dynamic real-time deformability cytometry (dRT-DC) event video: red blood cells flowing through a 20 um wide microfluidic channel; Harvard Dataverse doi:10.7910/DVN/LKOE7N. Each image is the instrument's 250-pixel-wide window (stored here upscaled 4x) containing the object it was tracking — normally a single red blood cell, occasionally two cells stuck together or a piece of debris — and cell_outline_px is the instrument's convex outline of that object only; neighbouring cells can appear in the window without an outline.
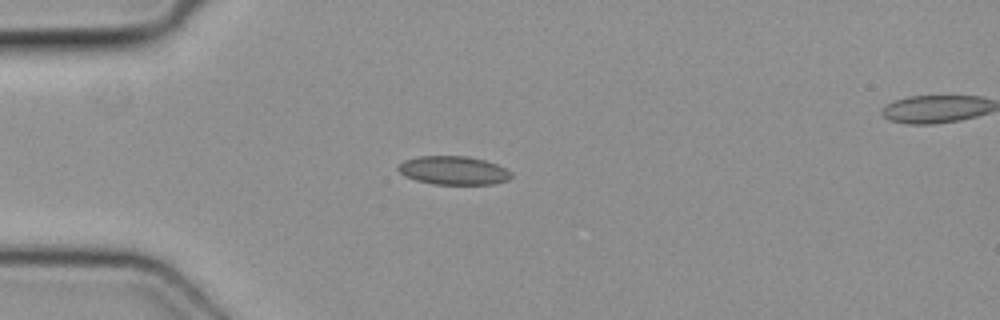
{"species": "common noctule bat (a hibernating species)", "species_latin": "Nyctalus noctula", "temperature_condition": "cold", "stored_images_in_passage": 2, "segment_of_instrument_passage": [1, 2], "camera_frame_rate_fps": 3000, "um_per_image_px": 0.085, "animal": {"sex": "female", "body_mass_g": 19.3, "forearm_length_mm": 54.1}, "frame": {"image": 1, "passage_image": 1, "time_ms": 0.0, "image_size_px": [1000, 320], "cell_outline_px": [[512, 176], [508, 180], [492, 184], [432, 184], [416, 180], [404, 176], [396, 168], [404, 160], [420, 156], [468, 156], [484, 160], [496, 164], [512, 172]], "centroid_in_image_um": [38.53, 14.49], "position_along_channel_um": 46.5, "area_um2": 18.79}}